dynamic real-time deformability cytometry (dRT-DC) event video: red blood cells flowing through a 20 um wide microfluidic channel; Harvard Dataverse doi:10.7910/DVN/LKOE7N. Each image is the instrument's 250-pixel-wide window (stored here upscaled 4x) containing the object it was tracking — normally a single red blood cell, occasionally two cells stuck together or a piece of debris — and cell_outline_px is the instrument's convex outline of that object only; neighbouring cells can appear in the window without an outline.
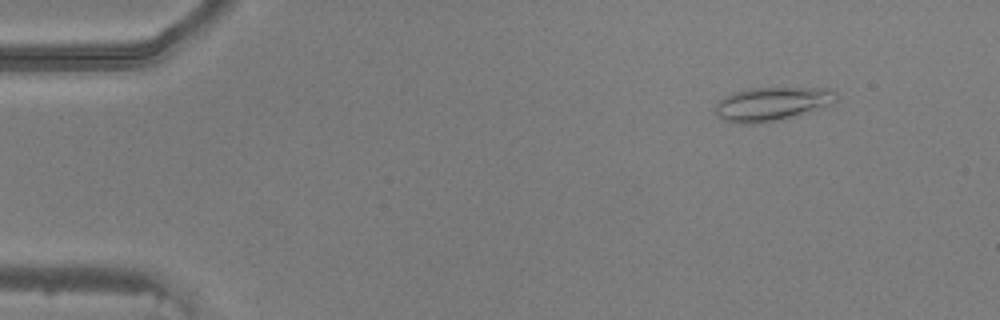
{"species": "common noctule bat (a hibernating species)", "species_latin": "Nyctalus noctula", "temperature_condition": "warm", "stored_images_in_passage": 49, "camera_frame_rate_fps": 3000, "um_per_image_px": 0.085, "animal": {"sex": "male", "body_mass_g": 20.5, "forearm_length_mm": 52.5}, "frame": {"image": 1, "passage_image": 6, "time_ms": 1.667, "image_size_px": [1000, 320], "cell_outline_px": [[840, 96], [832, 104], [788, 116], [772, 120], [752, 124], [748, 124], [724, 120], [716, 116], [716, 104], [724, 96], [732, 92], [748, 88], [836, 88]], "centroid_in_image_um": [65.62, 8.78], "position_along_channel_um": 19.4, "area_um2": 23.35}}
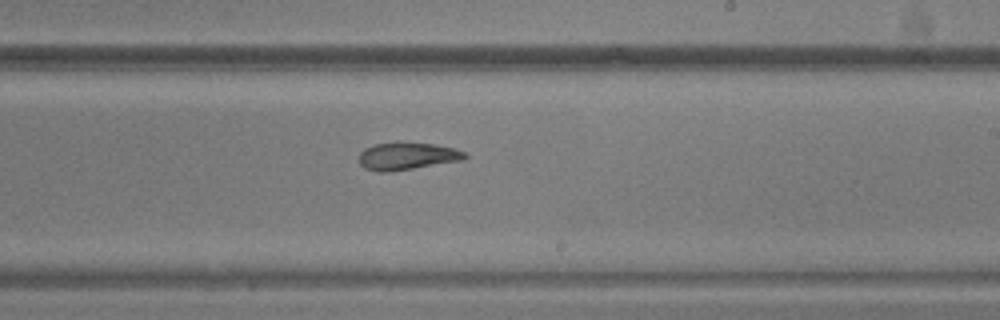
{"frame": {"image": 2, "passage_image": 30, "time_ms": 9.667, "image_size_px": [1000, 320], "cell_outline_px": [[468, 156], [464, 160], [388, 172], [376, 172], [364, 168], [360, 164], [360, 152], [364, 148], [376, 144], [432, 144], [456, 148], [464, 152]], "centroid_in_image_um": [34.62, 13.3], "position_along_channel_um": 254.4, "area_um2": 16.47}}
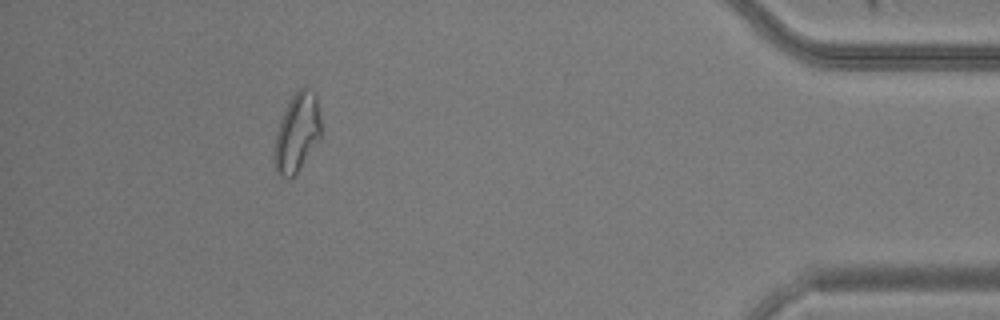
{"frame": {"image": 3, "passage_image": 45, "time_ms": 14.667, "image_size_px": [1000, 320], "cell_outline_px": [[320, 136], [292, 180], [288, 180], [280, 176], [276, 172], [276, 132], [280, 120], [288, 100], [304, 84], [308, 84], [316, 92], [320, 116]], "centroid_in_image_um": [25.27, 11.2], "position_along_channel_um": 409.9, "area_um2": 21.33}}